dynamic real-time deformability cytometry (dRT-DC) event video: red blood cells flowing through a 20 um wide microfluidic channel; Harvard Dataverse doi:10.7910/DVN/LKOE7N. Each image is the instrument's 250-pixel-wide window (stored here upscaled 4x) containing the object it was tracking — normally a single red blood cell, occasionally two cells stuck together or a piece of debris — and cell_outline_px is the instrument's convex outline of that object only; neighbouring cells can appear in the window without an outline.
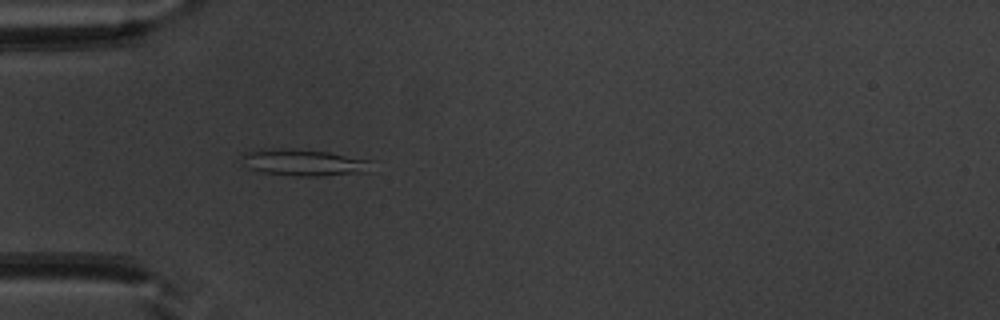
{"species": "common noctule bat (a hibernating species)", "species_latin": "Nyctalus noctula", "temperature_condition": "warm", "stored_images_in_passage": 19, "camera_frame_rate_fps": 3000, "um_per_image_px": 0.085, "animal": {"sex": "male", "body_mass_g": 20.1, "forearm_length_mm": 53.5}, "frame": {"image": 1, "passage_image": 16, "time_ms": 5.0, "image_size_px": [1000, 320], "cell_outline_px": [[372, 160], [368, 172], [324, 176], [296, 176], [260, 172], [248, 168], [240, 156], [244, 152], [260, 148], [292, 148], [328, 152]], "centroid_in_image_um": [25.78, 13.8], "position_along_channel_um": 59.2, "area_um2": 20.46}}
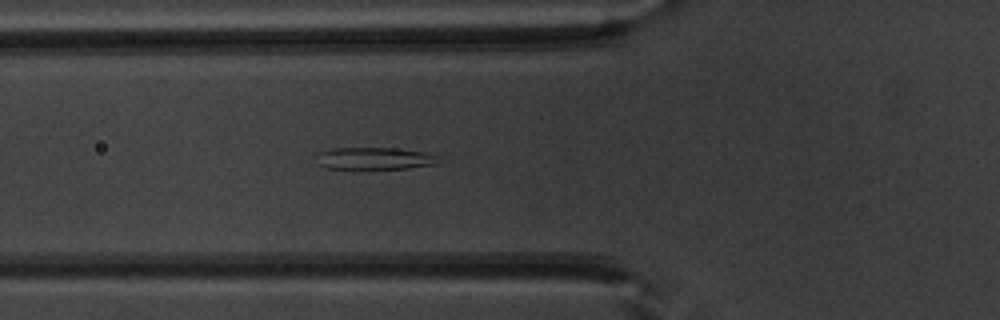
{"frame": {"image": 2, "passage_image": 19, "time_ms": 6.0, "image_size_px": [1000, 320], "cell_outline_px": [[436, 164], [408, 168], [360, 172], [352, 172], [324, 168], [312, 156], [320, 152], [332, 148], [396, 148], [424, 152], [436, 156]], "centroid_in_image_um": [31.67, 13.53], "position_along_channel_um": 94.1, "area_um2": 16.88}}